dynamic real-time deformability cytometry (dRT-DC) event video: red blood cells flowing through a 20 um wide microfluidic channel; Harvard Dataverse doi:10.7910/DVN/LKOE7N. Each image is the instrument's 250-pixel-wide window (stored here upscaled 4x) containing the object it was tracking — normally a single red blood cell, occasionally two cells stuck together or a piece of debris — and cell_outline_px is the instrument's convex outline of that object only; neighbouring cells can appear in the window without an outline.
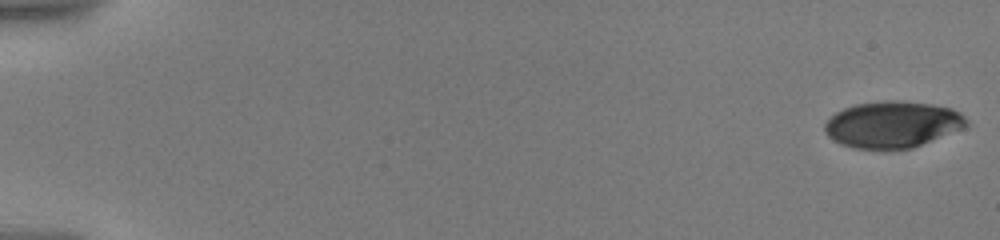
{"species": "human", "species_latin": "Homo sapiens", "temperature_condition": "warm", "stored_images_in_passage": 75, "camera_frame_rate_fps": 3000, "um_per_image_px": 0.085, "donor": {"sex": "male"}, "frame": {"image": 1, "passage_image": 1, "time_ms": 0.0, "image_size_px": [1000, 240], "cell_outline_px": [[968, 124], [964, 128], [912, 148], [888, 152], [880, 152], [852, 148], [840, 144], [832, 140], [824, 132], [824, 124], [836, 112], [844, 108], [856, 104], [888, 100], [896, 100], [932, 104], [952, 108], [960, 112], [968, 120]], "centroid_in_image_um": [75.84, 10.62], "position_along_channel_um": 9.2, "area_um2": 39.3}}
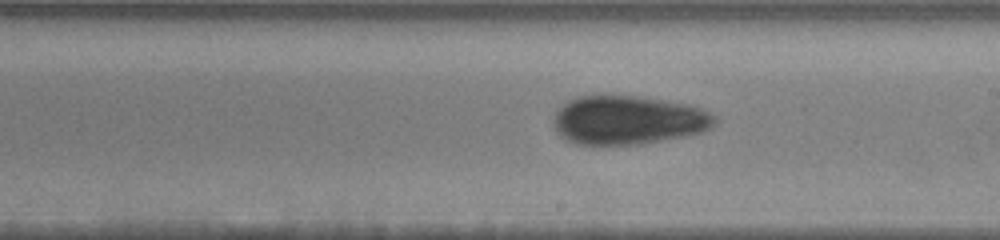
{"frame": {"image": 2, "passage_image": 38, "time_ms": 11.333, "image_size_px": [1000, 240], "cell_outline_px": [[720, 120], [712, 128], [704, 132], [684, 136], [640, 144], [580, 144], [568, 140], [556, 132], [552, 124], [552, 120], [556, 112], [568, 100], [576, 96], [636, 96], [664, 100], [688, 104], [700, 108], [716, 116]], "centroid_in_image_um": [53.42, 10.2], "position_along_channel_um": 235.6, "area_um2": 45.89}}
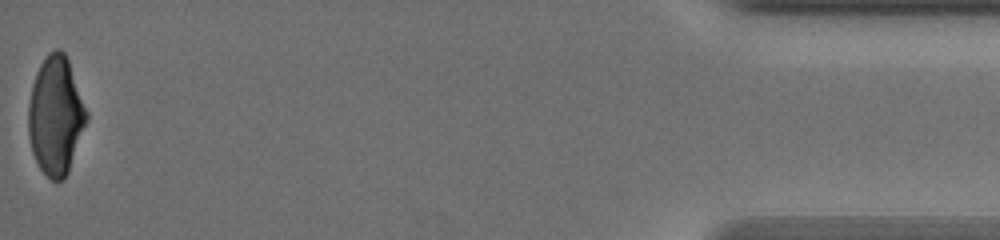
{"frame": {"image": 3, "passage_image": 75, "time_ms": 19.0, "image_size_px": [1000, 240], "cell_outline_px": [[88, 120], [68, 172], [64, 180], [52, 180], [40, 168], [32, 152], [28, 136], [28, 104], [32, 84], [36, 72], [40, 64], [48, 52], [56, 48], [60, 48], [64, 52], [68, 60], [88, 112]], "centroid_in_image_um": [4.73, 9.81], "position_along_channel_um": 430.5, "area_um2": 40.23}, "authors_computed_cell_mechanics": {"area_um2": 42.2518, "velocity_mm_per_s": 3.5795, "shape_relaxation_time_tau1_ms": 5.9081, "shape_relaxation_time_tau2_ms": 2.3653, "deformation_change_tau1": 0.1961, "deformation_change_tau2": 0.0635}}